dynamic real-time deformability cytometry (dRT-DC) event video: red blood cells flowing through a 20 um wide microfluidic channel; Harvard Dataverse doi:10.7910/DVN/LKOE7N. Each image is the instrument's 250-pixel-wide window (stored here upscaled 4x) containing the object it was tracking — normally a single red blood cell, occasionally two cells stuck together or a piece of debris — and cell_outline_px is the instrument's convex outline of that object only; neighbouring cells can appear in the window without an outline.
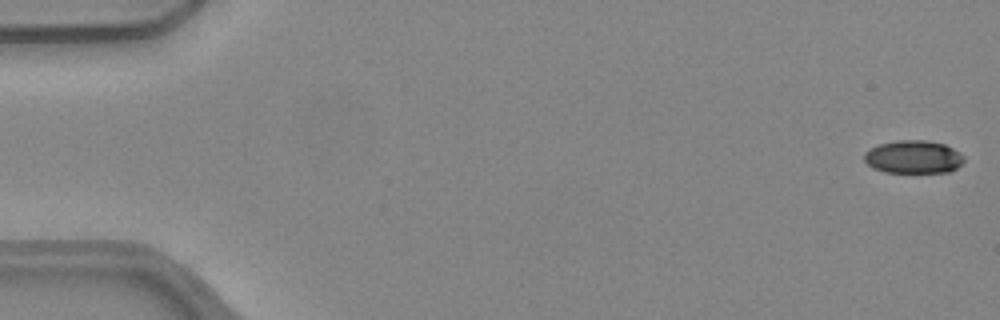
{"species": "common noctule bat (a hibernating species)", "species_latin": "Nyctalus noctula", "temperature_condition": "warm", "stored_images_in_passage": 51, "camera_frame_rate_fps": 3000, "um_per_image_px": 0.085, "animal": {"sex": "female", "body_mass_g": 24.6, "forearm_length_mm": 56.2}, "frame": {"image": 1, "passage_image": 1, "time_ms": 0.0, "image_size_px": [1000, 320], "cell_outline_px": [[964, 160], [956, 168], [948, 172], [884, 172], [872, 168], [864, 160], [864, 152], [880, 144], [896, 140], [924, 140], [944, 144], [952, 148], [964, 156]], "centroid_in_image_um": [77.62, 13.34], "position_along_channel_um": 7.4, "area_um2": 19.07}}
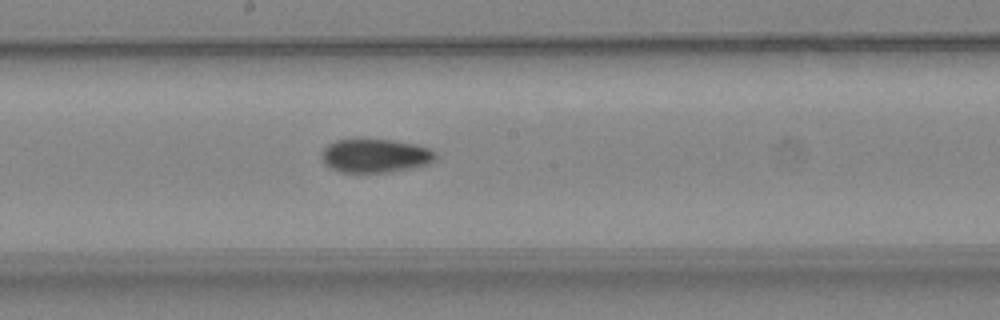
{"frame": {"image": 2, "passage_image": 28, "time_ms": 9.0, "image_size_px": [1000, 320], "cell_outline_px": [[436, 160], [428, 164], [392, 172], [340, 172], [328, 168], [324, 164], [320, 156], [324, 148], [328, 144], [336, 140], [392, 140], [416, 144], [428, 148], [436, 152]], "centroid_in_image_um": [31.88, 13.25], "position_along_channel_um": 216.3, "area_um2": 22.43}}
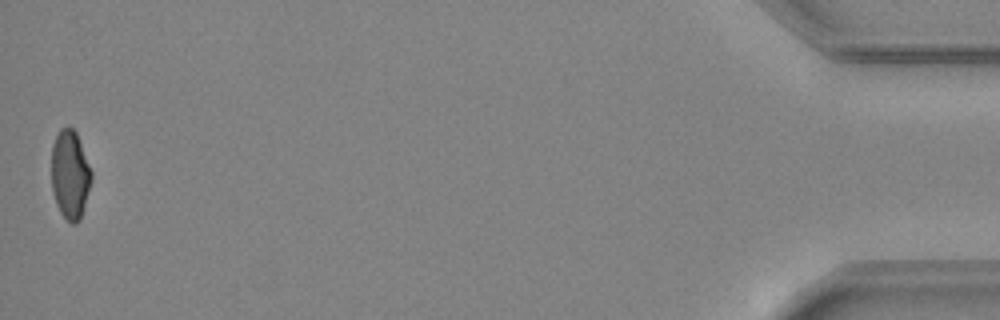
{"frame": {"image": 3, "passage_image": 51, "time_ms": 16.667, "image_size_px": [1000, 320], "cell_outline_px": [[92, 180], [80, 220], [76, 224], [72, 224], [60, 212], [56, 204], [52, 192], [52, 144], [60, 128], [68, 124], [76, 132], [92, 172]], "centroid_in_image_um": [5.95, 14.82], "position_along_channel_um": 429.2, "area_um2": 20.75}, "authors_computed_cell_mechanics": {"area_um2": 21.5594, "velocity_mm_per_s": 4.0414, "shape_relaxation_time_tau1_ms": null, "shape_relaxation_time_tau2_ms": 6.9256, "deformation_change_tau1": null, "deformation_change_tau2": 0.1223}}